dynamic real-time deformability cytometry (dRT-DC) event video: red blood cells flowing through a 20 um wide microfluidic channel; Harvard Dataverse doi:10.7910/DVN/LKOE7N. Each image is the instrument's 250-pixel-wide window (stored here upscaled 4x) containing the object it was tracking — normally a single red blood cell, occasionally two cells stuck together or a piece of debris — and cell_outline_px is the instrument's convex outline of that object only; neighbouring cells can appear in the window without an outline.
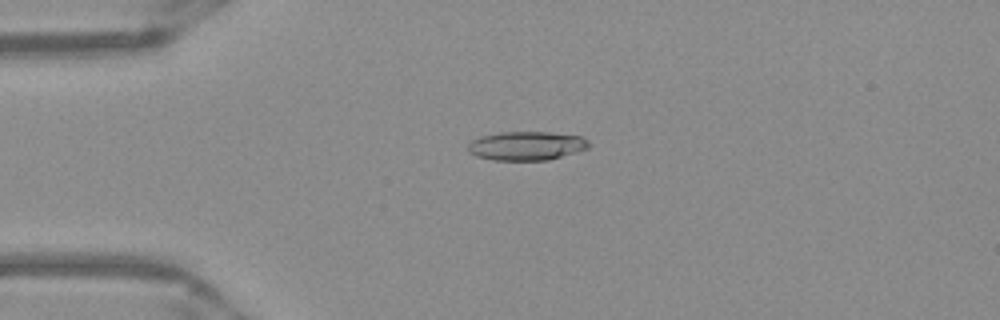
{"species": "Egyptian fruit bat (a non-hibernating species)", "species_latin": "Rousettus aegyptiacus", "temperature_condition": "warm", "stored_images_in_passage": 52, "camera_frame_rate_fps": 3000, "um_per_image_px": 0.085, "frame": {"image": 1, "passage_image": 13, "time_ms": 4.0, "image_size_px": [1000, 320], "cell_outline_px": [[588, 148], [576, 152], [548, 160], [492, 160], [476, 156], [468, 152], [468, 144], [472, 140], [480, 136], [500, 132], [548, 132], [580, 136], [588, 140]], "centroid_in_image_um": [44.71, 12.39], "position_along_channel_um": 40.3, "area_um2": 20.29}}
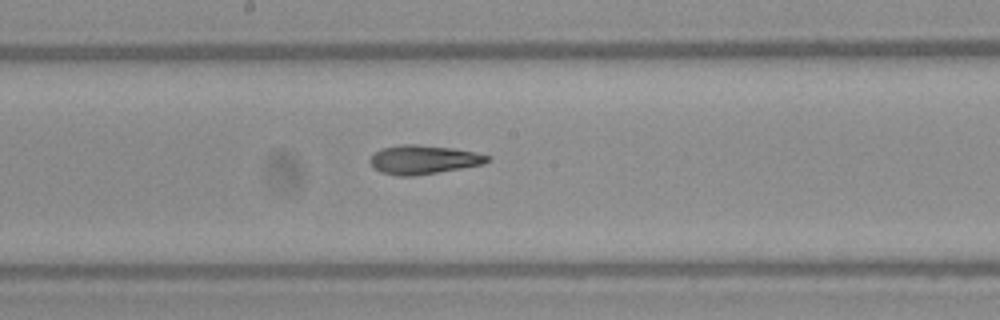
{"frame": {"image": 2, "passage_image": 28, "time_ms": 9.0, "image_size_px": [1000, 320], "cell_outline_px": [[492, 160], [484, 164], [412, 176], [400, 176], [380, 172], [372, 168], [368, 160], [380, 148], [400, 144], [416, 144], [452, 148], [472, 152], [488, 156]], "centroid_in_image_um": [35.93, 13.56], "position_along_channel_um": 212.3, "area_um2": 19.65}}
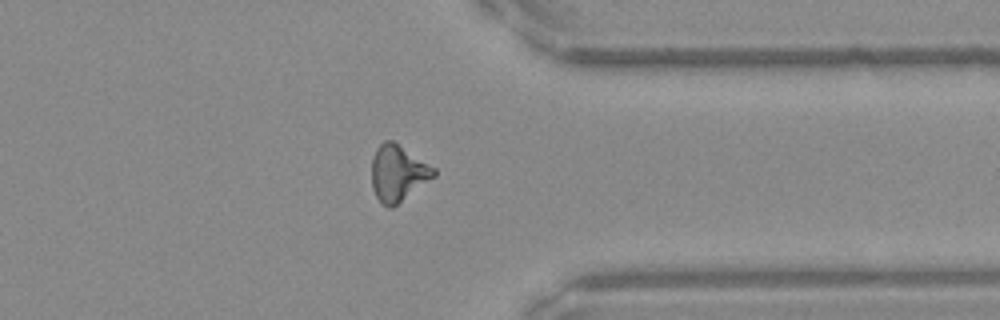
{"frame": {"image": 3, "passage_image": 41, "time_ms": 13.333, "image_size_px": [1000, 320], "cell_outline_px": [[436, 176], [392, 208], [388, 208], [380, 204], [372, 188], [372, 160], [376, 148], [384, 140], [392, 140], [436, 168]], "centroid_in_image_um": [33.82, 14.73], "position_along_channel_um": 377.6, "area_um2": 20.46}, "authors_computed_cell_mechanics": {"area_um2": 19.7098, "velocity_mm_per_s": 3.9663, "shape_relaxation_time_tau1_ms": null, "shape_relaxation_time_tau2_ms": 3.6036, "deformation_change_tau1": null, "deformation_change_tau2": 0.1294}}